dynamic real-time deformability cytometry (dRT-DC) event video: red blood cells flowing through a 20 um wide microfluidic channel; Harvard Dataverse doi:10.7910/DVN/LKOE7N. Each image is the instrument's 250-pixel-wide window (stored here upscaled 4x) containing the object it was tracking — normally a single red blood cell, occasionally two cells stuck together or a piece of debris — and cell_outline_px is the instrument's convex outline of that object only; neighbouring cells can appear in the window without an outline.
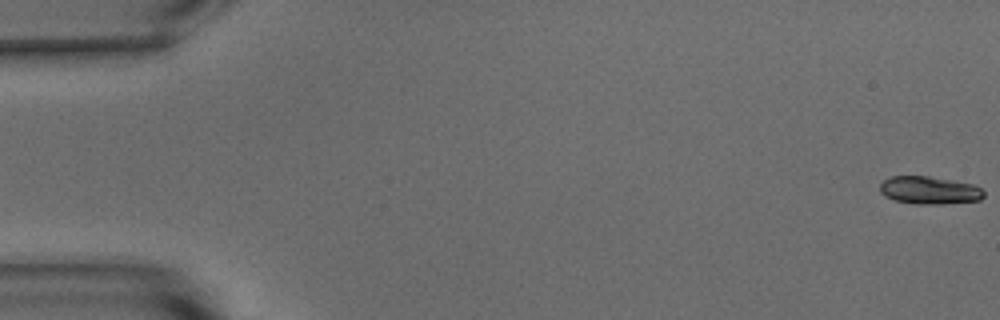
{"species": "common noctule bat (a hibernating species)", "species_latin": "Nyctalus noctula", "temperature_condition": "warm", "stored_images_in_passage": 54, "camera_frame_rate_fps": 3000, "um_per_image_px": 0.085, "animal": {"sex": "male", "body_mass_g": 15.6}, "frame": {"image": 1, "passage_image": 1, "time_ms": 0.0, "image_size_px": [1000, 320], "cell_outline_px": [[984, 196], [980, 200], [940, 204], [916, 204], [896, 200], [884, 196], [880, 192], [880, 184], [884, 180], [892, 176], [928, 176], [972, 184], [980, 188], [984, 192]], "centroid_in_image_um": [78.98, 16.17], "position_along_channel_um": 6.0, "area_um2": 16.65}}
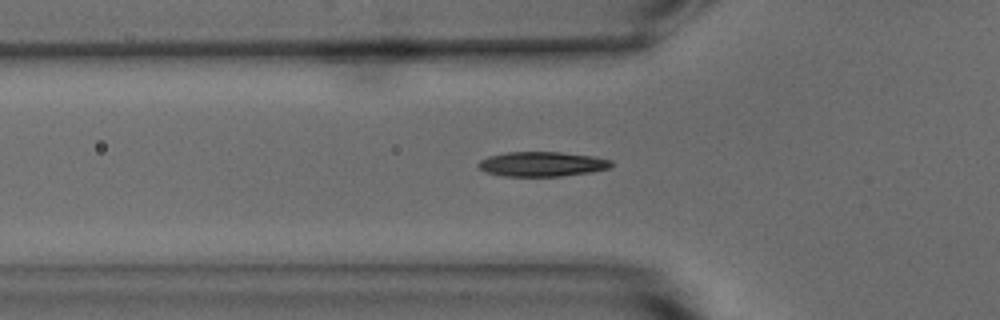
{"frame": {"image": 2, "passage_image": 19, "time_ms": 6.0, "image_size_px": [1000, 320], "cell_outline_px": [[612, 168], [592, 172], [560, 176], [504, 176], [484, 172], [476, 164], [480, 160], [488, 156], [508, 152], [560, 152], [592, 156], [612, 160]], "centroid_in_image_um": [46.07, 13.95], "position_along_channel_um": 79.7, "area_um2": 19.25}}
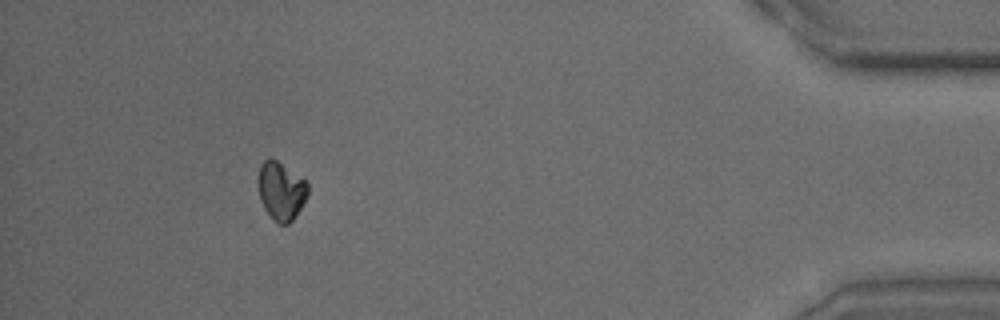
{"frame": {"image": 3, "passage_image": 50, "time_ms": 16.333, "image_size_px": [1000, 320], "cell_outline_px": [[308, 196], [292, 220], [288, 224], [280, 224], [264, 208], [260, 200], [260, 164], [264, 160], [276, 160], [304, 180], [308, 184]], "centroid_in_image_um": [23.92, 16.24], "position_along_channel_um": 411.3, "area_um2": 16.07}, "authors_computed_cell_mechanics": {"area_um2": 17.5712, "velocity_mm_per_s": 3.7623, "shape_relaxation_time_tau1_ms": 2.2775, "shape_relaxation_time_tau2_ms": null, "deformation_change_tau1": 0.0957, "deformation_change_tau2": null}}